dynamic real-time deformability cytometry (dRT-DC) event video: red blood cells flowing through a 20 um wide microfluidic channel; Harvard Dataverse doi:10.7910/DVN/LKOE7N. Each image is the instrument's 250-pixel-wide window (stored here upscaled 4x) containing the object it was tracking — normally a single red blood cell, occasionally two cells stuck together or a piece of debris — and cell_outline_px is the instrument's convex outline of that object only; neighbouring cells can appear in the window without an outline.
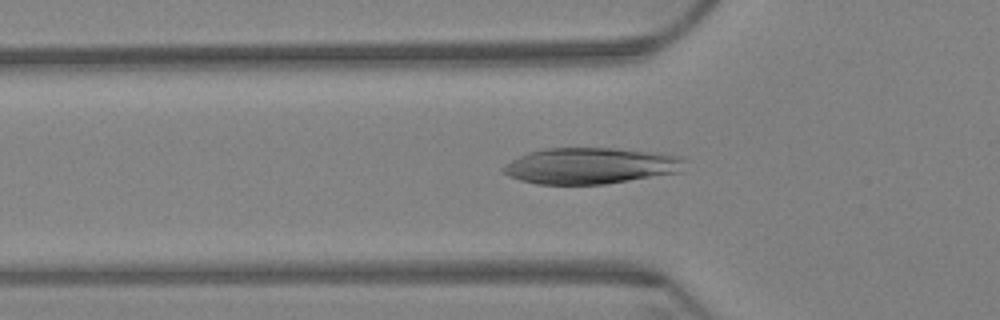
{"species": "Egyptian fruit bat (a non-hibernating species)", "species_latin": "Rousettus aegyptiacus", "temperature_condition": "warm", "stored_images_in_passage": 45, "camera_frame_rate_fps": 3000, "um_per_image_px": 0.085, "animal": {"sex": "female"}, "frame": {"image": 1, "passage_image": 10, "time_ms": 3.0, "image_size_px": [1000, 320], "cell_outline_px": [[684, 160], [680, 172], [604, 184], [536, 184], [520, 180], [508, 176], [500, 168], [512, 160], [528, 152], [544, 148], [616, 148], [660, 152], [680, 156]], "centroid_in_image_um": [50.18, 14.08], "position_along_channel_um": 75.6, "area_um2": 38.26}}
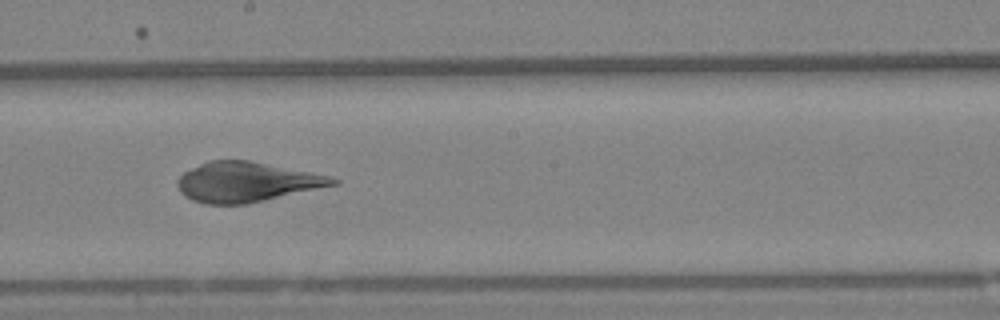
{"frame": {"image": 2, "passage_image": 24, "time_ms": 7.667, "image_size_px": [1000, 320], "cell_outline_px": [[340, 180], [336, 184], [264, 200], [244, 204], [204, 204], [192, 200], [184, 196], [180, 192], [176, 184], [176, 180], [184, 172], [208, 160], [248, 160], [332, 176]], "centroid_in_image_um": [20.91, 15.46], "position_along_channel_um": 227.3, "area_um2": 35.84}}
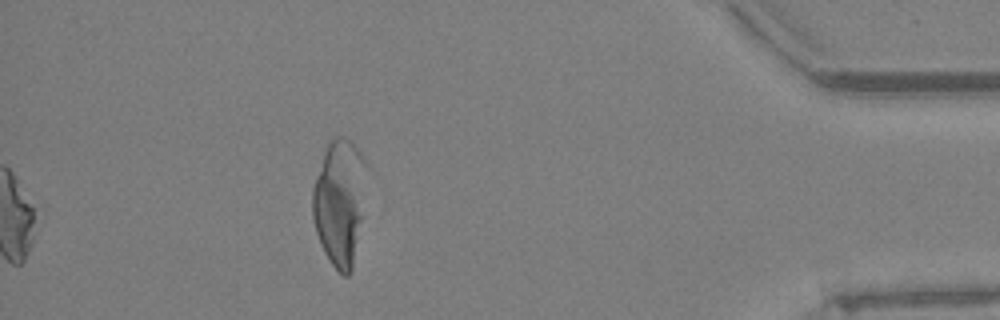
{"frame": {"image": 3, "passage_image": 45, "time_ms": 14.667, "image_size_px": [1000, 320], "cell_outline_px": [[368, 164], [360, 220], [352, 272], [348, 276], [344, 276], [332, 264], [324, 252], [320, 244], [316, 232], [312, 216], [312, 188], [324, 148], [336, 136], [344, 136], [364, 156]], "centroid_in_image_um": [28.84, 17.13], "position_along_channel_um": 406.4, "area_um2": 39.59}}